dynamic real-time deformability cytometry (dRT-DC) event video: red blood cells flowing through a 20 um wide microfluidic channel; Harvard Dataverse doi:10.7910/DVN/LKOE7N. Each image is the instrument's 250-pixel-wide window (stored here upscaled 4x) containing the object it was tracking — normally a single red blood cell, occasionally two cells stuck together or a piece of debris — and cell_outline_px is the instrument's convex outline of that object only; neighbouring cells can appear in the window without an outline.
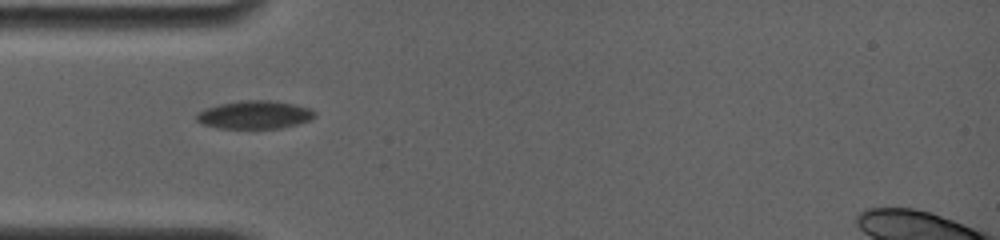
{"species": "common noctule bat (a hibernating species)", "species_latin": "Nyctalus noctula", "temperature_condition": "room temperature", "stored_images_in_passage": 4, "camera_frame_rate_fps": 4000, "um_per_image_px": 0.085, "animal": {"sex": "female", "body_mass_g": 19.0, "forearm_length_mm": 56.7}, "frame": {"image": 1, "passage_image": 3, "time_ms": 1.75, "image_size_px": [1000, 240], "cell_outline_px": [[316, 116], [312, 120], [280, 128], [216, 128], [200, 124], [196, 120], [196, 112], [204, 108], [220, 104], [240, 100], [268, 100], [296, 104], [312, 108], [316, 112]], "centroid_in_image_um": [21.64, 9.75], "position_along_channel_um": 63.4, "area_um2": 19.71}}
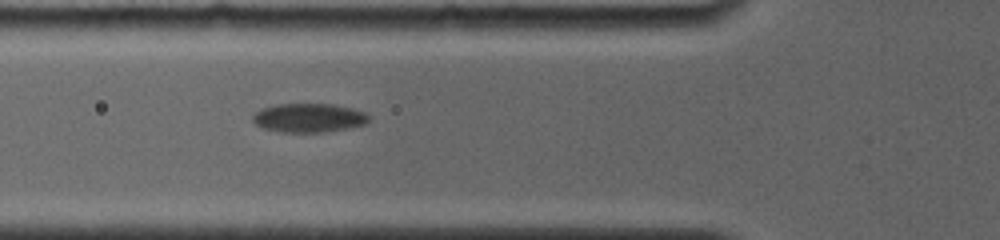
{"frame": {"image": 2, "passage_image": 4, "time_ms": 2.75, "image_size_px": [1000, 240], "cell_outline_px": [[368, 120], [364, 124], [348, 128], [324, 132], [280, 132], [264, 128], [256, 124], [252, 120], [252, 116], [256, 112], [264, 108], [276, 104], [332, 104], [352, 108], [364, 112], [368, 116]], "centroid_in_image_um": [26.23, 10.02], "position_along_channel_um": 99.6, "area_um2": 19.36}}